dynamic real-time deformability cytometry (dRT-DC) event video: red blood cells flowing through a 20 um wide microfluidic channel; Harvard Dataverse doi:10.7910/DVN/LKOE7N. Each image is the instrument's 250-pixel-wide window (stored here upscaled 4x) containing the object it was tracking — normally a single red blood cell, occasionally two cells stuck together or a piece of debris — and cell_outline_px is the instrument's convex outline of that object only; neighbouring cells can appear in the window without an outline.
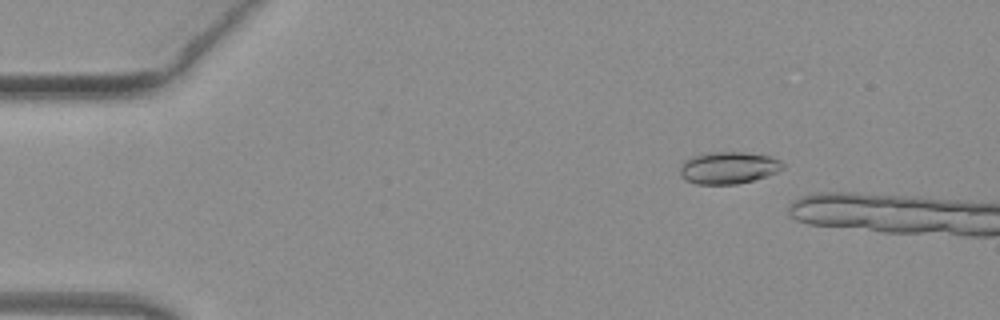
{"species": "common noctule bat (a hibernating species)", "species_latin": "Nyctalus noctula", "temperature_condition": "warm", "stored_images_in_passage": 17, "camera_frame_rate_fps": 3000, "um_per_image_px": 0.085, "animal": {"sex": "female", "body_mass_g": 19.3, "forearm_length_mm": 54.1}, "frame": {"image": 1, "passage_image": 6, "time_ms": 1.667, "image_size_px": [1000, 320], "cell_outline_px": [[784, 168], [776, 172], [752, 180], [736, 184], [696, 184], [684, 180], [680, 176], [680, 168], [684, 160], [692, 156], [708, 152], [744, 152], [768, 156], [780, 160], [784, 164]], "centroid_in_image_um": [61.87, 14.26], "position_along_channel_um": 23.1, "area_um2": 19.19}}